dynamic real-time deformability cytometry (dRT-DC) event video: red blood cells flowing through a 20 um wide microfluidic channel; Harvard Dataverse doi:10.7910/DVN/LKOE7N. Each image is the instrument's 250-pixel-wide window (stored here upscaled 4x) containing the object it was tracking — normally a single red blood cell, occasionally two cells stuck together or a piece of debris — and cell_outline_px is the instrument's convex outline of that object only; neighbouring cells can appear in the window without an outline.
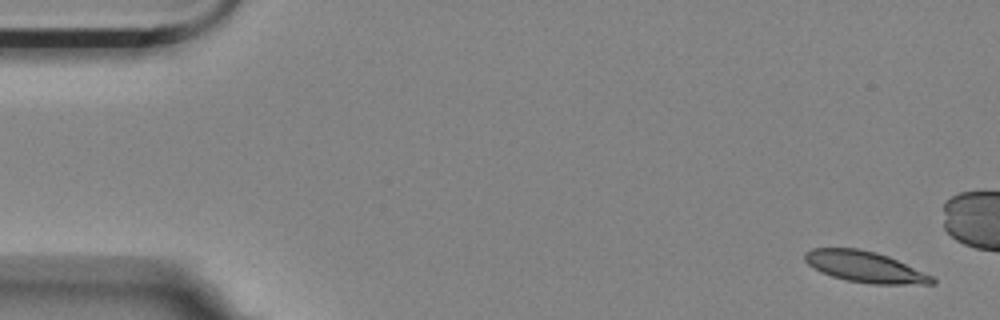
{"species": "Egyptian fruit bat (a non-hibernating species)", "species_latin": "Rousettus aegyptiacus", "temperature_condition": "room temperature", "stored_images_in_passage": 5, "camera_frame_rate_fps": 3000, "um_per_image_px": 0.085, "animal": {"sex": "female"}, "frame": {"image": 1, "passage_image": 1, "time_ms": 0.0, "image_size_px": [1000, 320], "cell_outline_px": [[936, 284], [872, 284], [848, 280], [832, 276], [820, 272], [808, 264], [804, 260], [804, 252], [812, 248], [856, 248], [876, 252], [888, 256], [932, 276], [936, 280]], "centroid_in_image_um": [73.49, 22.68], "position_along_channel_um": 11.5, "area_um2": 22.89}}
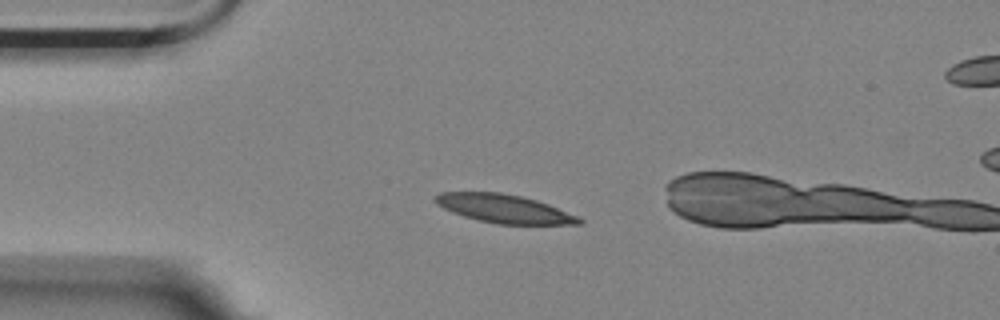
{"frame": {"image": 2, "passage_image": 3, "time_ms": 0.667, "image_size_px": [1000, 320], "cell_outline_px": [[584, 220], [580, 224], [500, 224], [480, 220], [464, 216], [452, 212], [436, 204], [436, 196], [440, 192], [500, 192], [520, 196], [536, 200], [548, 204], [576, 216]], "centroid_in_image_um": [42.84, 17.73], "position_along_channel_um": 42.2, "area_um2": 23.41}}